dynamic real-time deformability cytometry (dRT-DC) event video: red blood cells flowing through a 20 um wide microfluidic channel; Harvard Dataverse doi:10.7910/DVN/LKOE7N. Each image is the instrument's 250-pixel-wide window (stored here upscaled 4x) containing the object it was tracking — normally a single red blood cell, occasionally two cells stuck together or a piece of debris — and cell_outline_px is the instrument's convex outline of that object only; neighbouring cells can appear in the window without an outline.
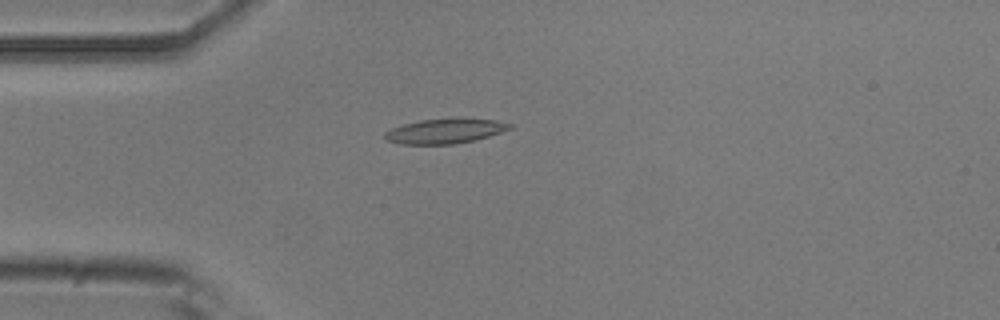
{"species": "common noctule bat (a hibernating species)", "species_latin": "Nyctalus noctula", "temperature_condition": "room temperature", "stored_images_in_passage": 4, "camera_frame_rate_fps": 3000, "um_per_image_px": 0.085, "animal": {"sex": "male", "body_mass_g": 20.5, "forearm_length_mm": 52.5}, "frame": {"image": 1, "passage_image": 4, "time_ms": 1.0, "image_size_px": [1000, 320], "cell_outline_px": [[516, 128], [476, 140], [456, 144], [400, 144], [384, 140], [384, 132], [392, 128], [404, 124], [420, 120], [496, 120], [516, 124]], "centroid_in_image_um": [37.87, 11.17], "position_along_channel_um": 47.1, "area_um2": 17.86}}